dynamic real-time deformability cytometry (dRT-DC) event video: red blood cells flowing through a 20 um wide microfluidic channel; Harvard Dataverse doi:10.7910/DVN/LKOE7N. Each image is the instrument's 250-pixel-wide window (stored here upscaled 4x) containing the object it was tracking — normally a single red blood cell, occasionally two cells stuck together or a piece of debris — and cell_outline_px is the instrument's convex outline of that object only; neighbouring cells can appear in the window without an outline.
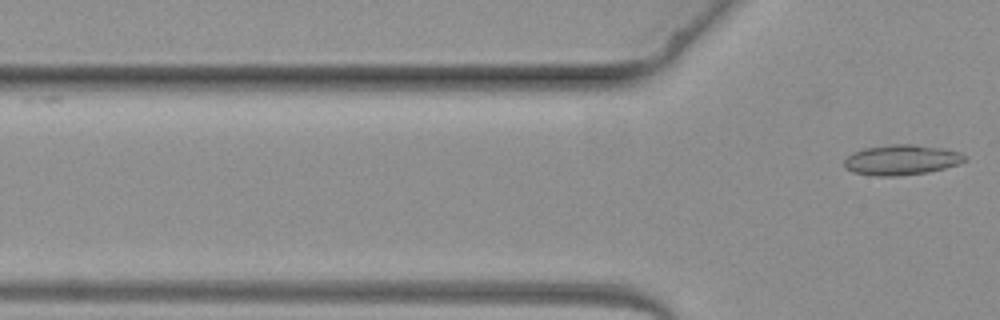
{"species": "common noctule bat (a hibernating species)", "species_latin": "Nyctalus noctula", "temperature_condition": "warm", "stored_images_in_passage": 6, "camera_frame_rate_fps": 3000, "um_per_image_px": 0.085, "animal": {"sex": "female", "body_mass_g": 19.3, "forearm_length_mm": 54.1}, "frame": {"image": 1, "passage_image": 6, "time_ms": 6.333, "image_size_px": [1000, 320], "cell_outline_px": [[968, 160], [960, 164], [928, 172], [900, 176], [876, 176], [852, 172], [844, 168], [844, 160], [852, 152], [864, 148], [888, 144], [916, 144], [944, 148], [960, 152], [968, 156]], "centroid_in_image_um": [76.65, 13.58], "position_along_channel_um": 49.1, "area_um2": 21.68}}